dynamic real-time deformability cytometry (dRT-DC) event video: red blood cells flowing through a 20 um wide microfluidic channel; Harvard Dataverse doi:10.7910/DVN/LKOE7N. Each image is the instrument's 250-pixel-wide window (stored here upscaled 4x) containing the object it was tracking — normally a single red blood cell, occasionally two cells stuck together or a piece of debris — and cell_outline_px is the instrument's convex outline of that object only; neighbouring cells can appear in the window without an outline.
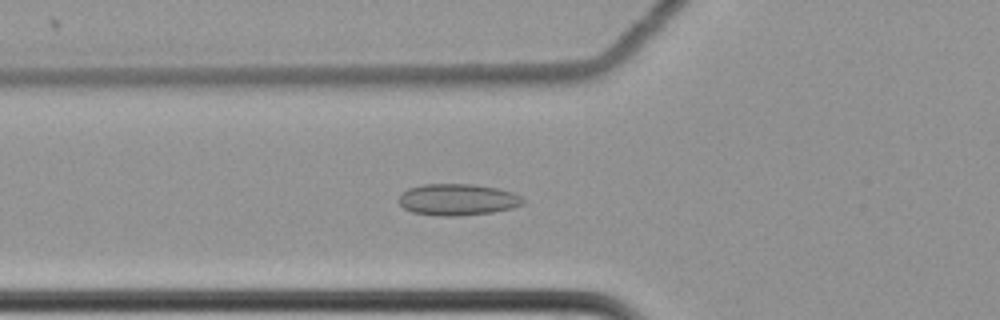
{"species": "common noctule bat (a hibernating species)", "species_latin": "Nyctalus noctula", "temperature_condition": "cold", "stored_images_in_passage": 63, "camera_frame_rate_fps": 3000, "um_per_image_px": 0.085, "animal": {"sex": "female", "body_mass_g": 22.7, "forearm_length_mm": 54.2}, "frame": {"image": 1, "passage_image": 25, "time_ms": 8.0, "image_size_px": [1000, 320], "cell_outline_px": [[524, 204], [512, 208], [492, 212], [452, 216], [440, 216], [412, 212], [404, 208], [396, 200], [408, 188], [424, 184], [472, 184], [496, 188], [512, 192], [520, 196], [524, 200]], "centroid_in_image_um": [38.88, 16.96], "position_along_channel_um": 86.9, "area_um2": 22.72}}
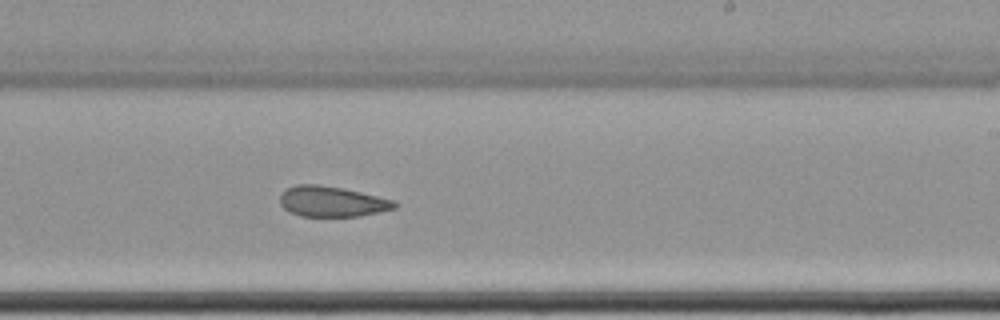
{"frame": {"image": 2, "passage_image": 40, "time_ms": 13.0, "image_size_px": [1000, 320], "cell_outline_px": [[400, 204], [396, 208], [380, 212], [360, 216], [300, 216], [284, 208], [280, 204], [280, 196], [288, 188], [296, 184], [320, 184], [344, 188], [396, 200]], "centroid_in_image_um": [28.28, 17.12], "position_along_channel_um": 260.7, "area_um2": 20.52}}
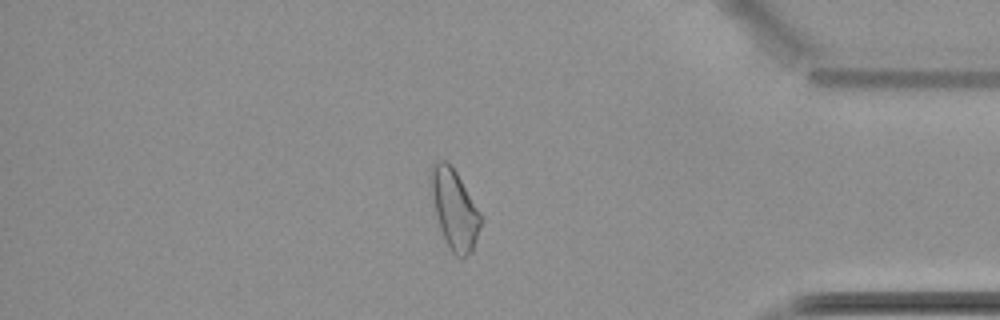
{"frame": {"image": 3, "passage_image": 54, "time_ms": 17.667, "image_size_px": [1000, 320], "cell_outline_px": [[480, 224], [472, 252], [460, 260], [452, 252], [444, 240], [440, 228], [428, 184], [428, 180], [432, 164], [436, 160], [444, 160], [456, 172], [480, 212]], "centroid_in_image_um": [38.58, 17.78], "position_along_channel_um": 396.6, "area_um2": 23.0}, "authors_computed_cell_mechanics": {"area_um2": 23.5824, "velocity_mm_per_s": 3.4823, "shape_relaxation_time_tau1_ms": null, "shape_relaxation_time_tau2_ms": 4.7965, "deformation_change_tau1": null, "deformation_change_tau2": 0.1024}}